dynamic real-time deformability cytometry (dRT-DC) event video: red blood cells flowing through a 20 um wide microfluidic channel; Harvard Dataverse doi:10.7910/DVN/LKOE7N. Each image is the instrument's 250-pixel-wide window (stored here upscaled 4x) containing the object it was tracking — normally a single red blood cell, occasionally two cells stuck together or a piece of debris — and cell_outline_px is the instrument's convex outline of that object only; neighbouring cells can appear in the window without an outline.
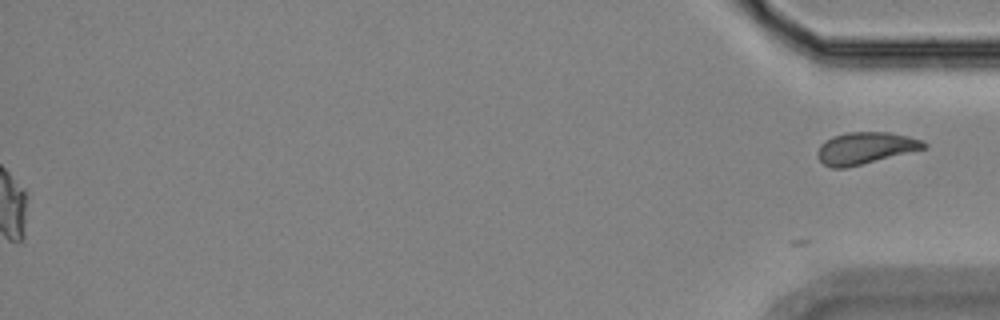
{"species": "Egyptian fruit bat (a non-hibernating species)", "species_latin": "Rousettus aegyptiacus", "temperature_condition": "room temperature", "stored_images_in_passage": 46, "segment_of_instrument_passage": [2, 2], "camera_frame_rate_fps": 3000, "um_per_image_px": 0.085, "animal": {"sex": "female"}, "frame": {"image": 1, "passage_image": 46, "time_ms": 15.0, "image_size_px": [1000, 320], "cell_outline_px": [[928, 148], [844, 168], [832, 168], [824, 164], [816, 156], [816, 152], [820, 144], [824, 140], [832, 136], [848, 132], [888, 132], [908, 136], [920, 140], [928, 144]], "centroid_in_image_um": [73.53, 12.58], "position_along_channel_um": 361.7, "area_um2": 19.77}}